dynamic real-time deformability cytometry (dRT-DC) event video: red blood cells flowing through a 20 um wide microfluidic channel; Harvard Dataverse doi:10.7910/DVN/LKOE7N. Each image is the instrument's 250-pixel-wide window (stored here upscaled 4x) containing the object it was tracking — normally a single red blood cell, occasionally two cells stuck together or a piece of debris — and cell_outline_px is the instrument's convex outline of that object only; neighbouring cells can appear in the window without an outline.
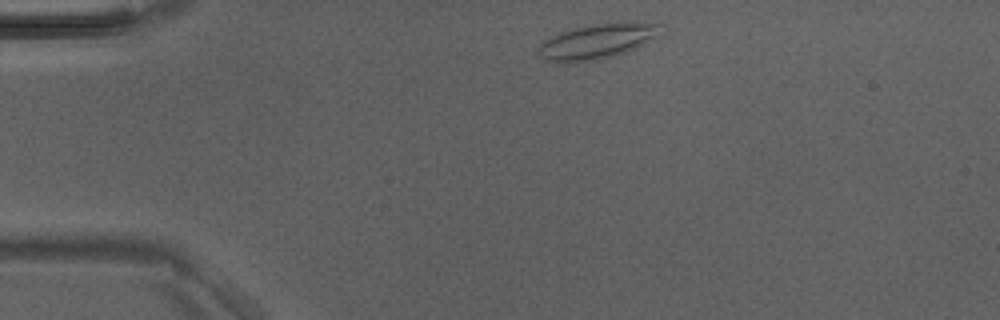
{"species": "Egyptian fruit bat (a non-hibernating species)", "species_latin": "Rousettus aegyptiacus", "temperature_condition": "room temperature", "stored_images_in_passage": 2, "camera_frame_rate_fps": 3000, "um_per_image_px": 0.085, "animal": {"sex": "male"}, "frame": {"image": 1, "passage_image": 1, "time_ms": 0.0, "image_size_px": [1000, 320], "cell_outline_px": [[664, 24], [656, 36], [636, 48], [612, 56], [596, 60], [560, 64], [548, 60], [540, 56], [536, 52], [536, 48], [544, 40], [552, 36], [576, 28], [592, 24]], "centroid_in_image_um": [50.65, 3.57], "position_along_channel_um": 34.4, "area_um2": 24.16}}